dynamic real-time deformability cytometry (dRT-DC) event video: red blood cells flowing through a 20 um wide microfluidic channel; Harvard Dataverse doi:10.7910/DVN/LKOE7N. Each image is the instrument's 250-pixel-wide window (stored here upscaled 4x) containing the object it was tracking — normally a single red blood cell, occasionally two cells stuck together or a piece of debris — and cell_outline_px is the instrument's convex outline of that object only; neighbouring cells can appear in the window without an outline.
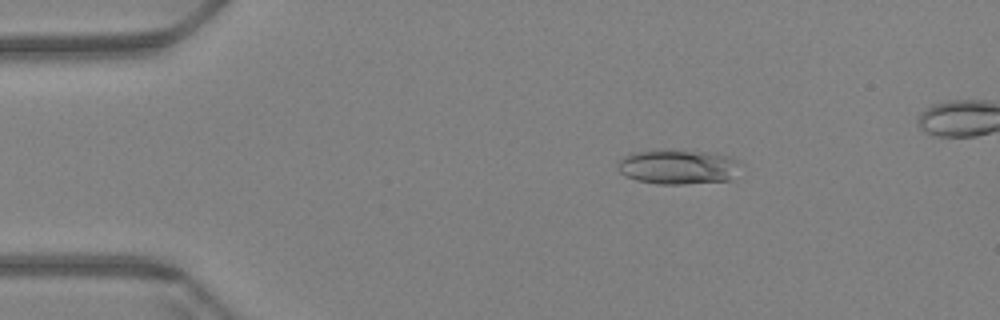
{"species": "Egyptian fruit bat (a non-hibernating species)", "species_latin": "Rousettus aegyptiacus", "temperature_condition": "warm", "stored_images_in_passage": 58, "camera_frame_rate_fps": 3000, "um_per_image_px": 0.085, "animal": {"sex": "female"}, "frame": {"image": 1, "passage_image": 10, "time_ms": 3.0, "image_size_px": [1000, 320], "cell_outline_px": [[736, 164], [732, 180], [684, 184], [656, 184], [636, 180], [624, 176], [616, 168], [616, 164], [624, 156], [636, 152], [704, 152], [724, 156], [736, 160]], "centroid_in_image_um": [57.53, 14.24], "position_along_channel_um": 27.5, "area_um2": 23.76}}
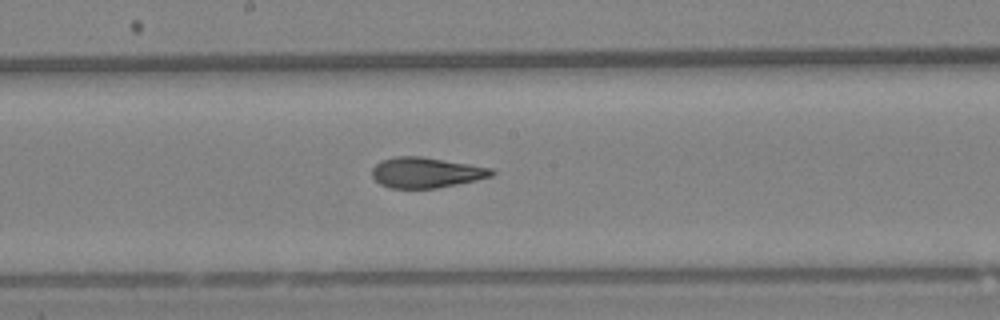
{"frame": {"image": 2, "passage_image": 32, "time_ms": 10.333, "image_size_px": [1000, 320], "cell_outline_px": [[496, 172], [492, 176], [476, 180], [436, 188], [392, 188], [380, 184], [372, 176], [372, 168], [380, 160], [396, 156], [420, 156], [492, 168]], "centroid_in_image_um": [36.2, 14.66], "position_along_channel_um": 212.0, "area_um2": 21.1}}
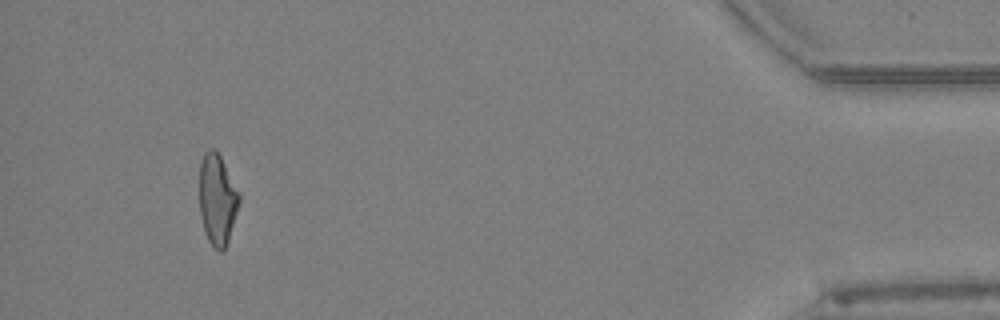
{"frame": {"image": 3, "passage_image": 56, "time_ms": 18.333, "image_size_px": [1000, 320], "cell_outline_px": [[240, 200], [228, 240], [224, 252], [220, 252], [212, 248], [204, 232], [200, 216], [200, 160], [204, 152], [208, 148], [212, 148], [220, 156], [240, 192]], "centroid_in_image_um": [18.46, 16.98], "position_along_channel_um": 416.7, "area_um2": 21.21}}